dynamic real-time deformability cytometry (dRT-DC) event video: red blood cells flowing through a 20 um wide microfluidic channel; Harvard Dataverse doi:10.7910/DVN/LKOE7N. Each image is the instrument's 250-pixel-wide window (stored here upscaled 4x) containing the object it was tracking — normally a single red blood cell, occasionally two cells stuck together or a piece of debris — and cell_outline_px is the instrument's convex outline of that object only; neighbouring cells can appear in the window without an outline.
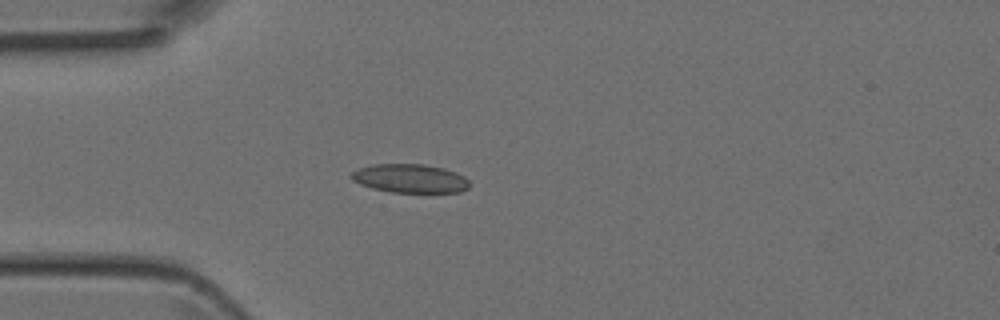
{"species": "Egyptian fruit bat (a non-hibernating species)", "species_latin": "Rousettus aegyptiacus", "temperature_condition": "room temperature", "stored_images_in_passage": 1, "camera_frame_rate_fps": 3000, "um_per_image_px": 0.085, "animal": {"sex": "female"}, "frame": {"image": 1, "passage_image": 1, "time_ms": 0.0, "image_size_px": [1000, 320], "cell_outline_px": [[468, 188], [460, 192], [392, 192], [372, 188], [360, 184], [352, 180], [348, 176], [356, 168], [372, 164], [424, 164], [444, 168], [456, 172], [464, 176], [468, 180]], "centroid_in_image_um": [34.81, 15.16], "position_along_channel_um": 50.2, "area_um2": 19.88}}